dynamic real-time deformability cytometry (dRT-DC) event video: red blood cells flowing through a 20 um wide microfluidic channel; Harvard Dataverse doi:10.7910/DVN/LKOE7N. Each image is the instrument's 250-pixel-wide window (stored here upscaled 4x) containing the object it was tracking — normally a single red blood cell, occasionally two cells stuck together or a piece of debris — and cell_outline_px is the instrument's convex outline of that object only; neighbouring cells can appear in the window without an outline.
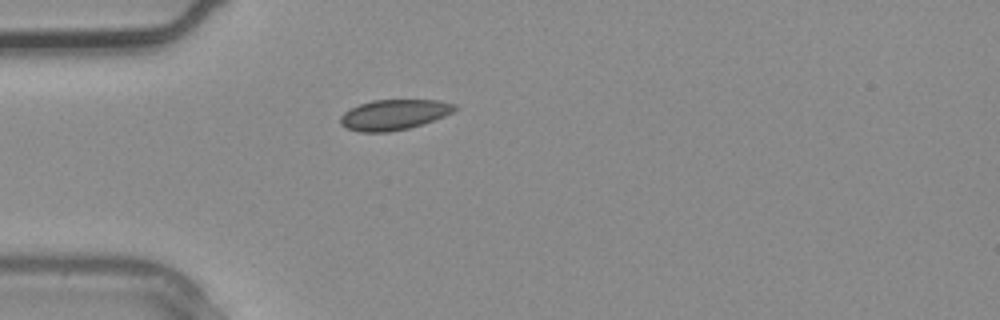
{"species": "common noctule bat (a hibernating species)", "species_latin": "Nyctalus noctula", "temperature_condition": "warm", "stored_images_in_passage": 4, "segment_of_instrument_passage": [1, 2], "camera_frame_rate_fps": 3000, "um_per_image_px": 0.085, "animal": {"sex": "male", "body_mass_g": 20.4}, "frame": {"image": 1, "passage_image": 3, "time_ms": 0.667, "image_size_px": [1000, 320], "cell_outline_px": [[460, 108], [444, 116], [408, 128], [388, 132], [360, 132], [348, 128], [340, 124], [340, 116], [344, 112], [360, 104], [372, 100], [440, 100], [456, 104]], "centroid_in_image_um": [33.5, 9.74], "position_along_channel_um": 51.5, "area_um2": 20.11}}